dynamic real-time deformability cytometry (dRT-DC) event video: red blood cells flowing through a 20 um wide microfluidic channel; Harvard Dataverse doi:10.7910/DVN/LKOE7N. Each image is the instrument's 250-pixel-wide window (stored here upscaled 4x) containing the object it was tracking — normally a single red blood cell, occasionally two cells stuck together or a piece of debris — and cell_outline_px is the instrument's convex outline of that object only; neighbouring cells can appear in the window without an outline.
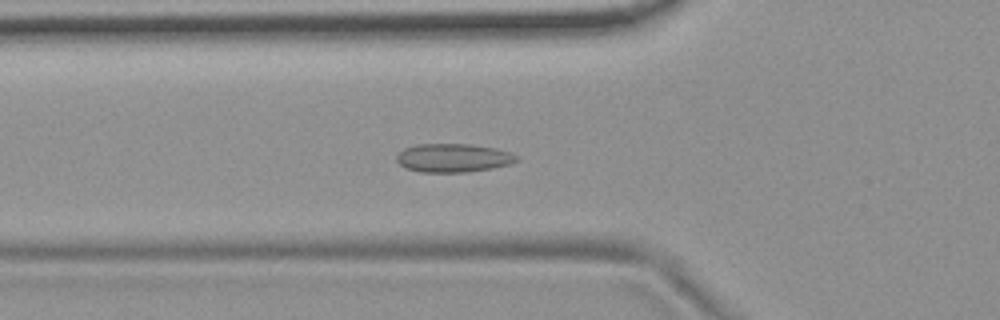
{"species": "common noctule bat (a hibernating species)", "species_latin": "Nyctalus noctula", "temperature_condition": "room temperature", "stored_images_in_passage": 55, "camera_frame_rate_fps": 3000, "um_per_image_px": 0.085, "animal": {"sex": "female", "body_mass_g": 19.9}, "frame": {"image": 1, "passage_image": 19, "time_ms": 6.0, "image_size_px": [1000, 320], "cell_outline_px": [[520, 160], [508, 164], [492, 168], [468, 172], [420, 172], [408, 168], [400, 164], [396, 160], [396, 156], [404, 148], [416, 144], [472, 144], [496, 148], [512, 152], [520, 156]], "centroid_in_image_um": [38.57, 13.41], "position_along_channel_um": 87.2, "area_um2": 20.11}}
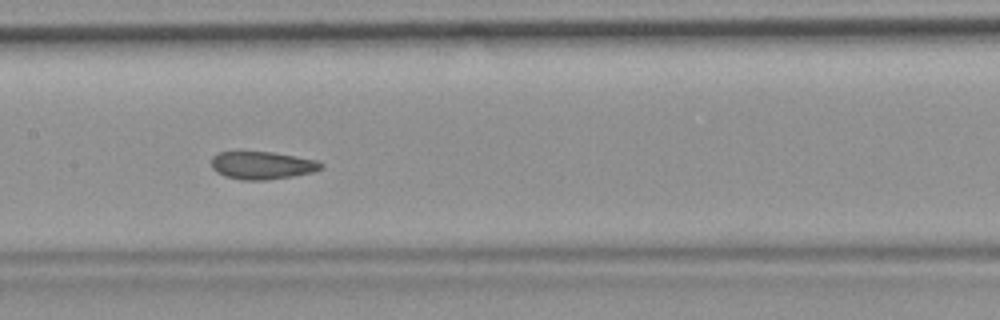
{"frame": {"image": 2, "passage_image": 27, "time_ms": 8.667, "image_size_px": [1000, 320], "cell_outline_px": [[324, 168], [312, 172], [292, 176], [264, 180], [244, 180], [224, 176], [216, 172], [212, 168], [212, 156], [216, 152], [236, 148], [272, 152], [296, 156], [316, 160], [324, 164]], "centroid_in_image_um": [22.2, 14.0], "position_along_channel_um": 185.2, "area_um2": 18.55}}
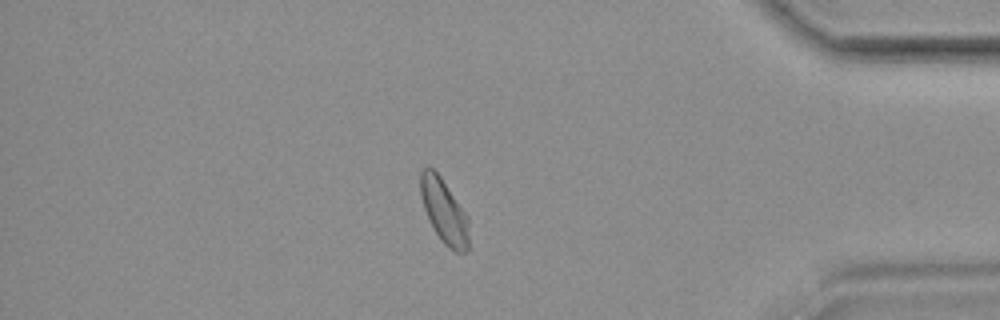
{"frame": {"image": 3, "passage_image": 47, "time_ms": 15.333, "image_size_px": [1000, 320], "cell_outline_px": [[468, 252], [456, 252], [448, 248], [440, 240], [428, 220], [420, 196], [420, 172], [428, 164], [440, 176], [468, 216]], "centroid_in_image_um": [37.73, 17.95], "position_along_channel_um": 397.5, "area_um2": 18.26}, "authors_computed_cell_mechanics": {"area_um2": 18.9006, "velocity_mm_per_s": 3.669, "shape_relaxation_time_tau1_ms": null, "shape_relaxation_time_tau2_ms": 1.3384, "deformation_change_tau1": null, "deformation_change_tau2": 0.0532}}